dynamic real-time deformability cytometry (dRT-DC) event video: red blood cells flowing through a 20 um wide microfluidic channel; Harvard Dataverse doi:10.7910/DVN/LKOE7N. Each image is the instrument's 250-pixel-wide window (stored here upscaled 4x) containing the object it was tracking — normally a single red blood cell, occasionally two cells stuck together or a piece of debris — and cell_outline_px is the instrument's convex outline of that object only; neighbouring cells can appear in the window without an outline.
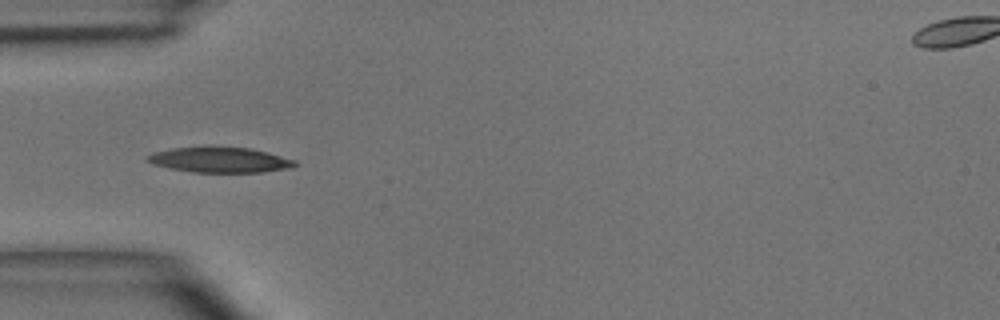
{"species": "common noctule bat (a hibernating species)", "species_latin": "Nyctalus noctula", "temperature_condition": "room temperature", "stored_images_in_passage": 7, "camera_frame_rate_fps": 3000, "um_per_image_px": 0.085, "animal": {"sex": "male", "body_mass_g": 15.6}, "frame": {"image": 1, "passage_image": 5, "time_ms": 4.667, "image_size_px": [1000, 320], "cell_outline_px": [[300, 164], [288, 168], [264, 172], [192, 172], [168, 168], [144, 160], [152, 152], [172, 148], [208, 144], [252, 148], [268, 152], [296, 160]], "centroid_in_image_um": [18.69, 13.55], "position_along_channel_um": 66.3, "area_um2": 22.6}}
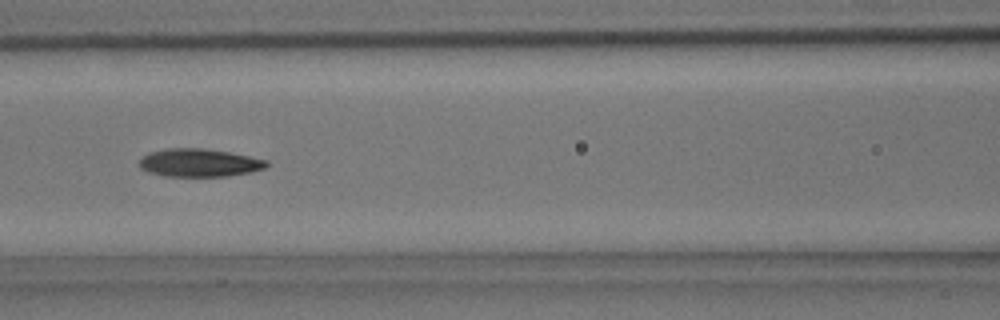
{"frame": {"image": 2, "passage_image": 7, "time_ms": 6.667, "image_size_px": [1000, 320], "cell_outline_px": [[268, 164], [264, 168], [252, 172], [228, 176], [164, 176], [148, 172], [140, 168], [140, 160], [148, 152], [168, 148], [204, 148], [228, 152], [268, 160]], "centroid_in_image_um": [16.93, 13.83], "position_along_channel_um": 149.7, "area_um2": 20.75}}